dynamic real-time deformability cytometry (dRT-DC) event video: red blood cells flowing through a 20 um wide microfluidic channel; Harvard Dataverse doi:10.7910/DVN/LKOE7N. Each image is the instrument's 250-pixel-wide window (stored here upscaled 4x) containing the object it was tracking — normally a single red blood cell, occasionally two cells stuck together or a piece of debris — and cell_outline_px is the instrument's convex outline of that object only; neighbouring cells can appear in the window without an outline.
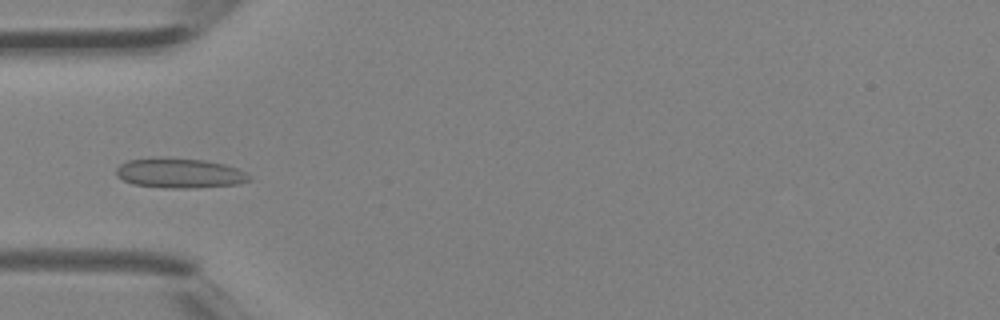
{"species": "Egyptian fruit bat (a non-hibernating species)", "species_latin": "Rousettus aegyptiacus", "temperature_condition": "room temperature", "stored_images_in_passage": 4, "camera_frame_rate_fps": 3000, "um_per_image_px": 0.085, "animal": {"sex": "female"}, "frame": {"image": 1, "passage_image": 4, "time_ms": 1.0, "image_size_px": [1000, 320], "cell_outline_px": [[252, 180], [240, 184], [192, 188], [168, 188], [132, 184], [116, 176], [116, 168], [120, 164], [128, 160], [152, 156], [164, 156], [204, 160], [224, 164], [236, 168], [252, 176]], "centroid_in_image_um": [15.25, 14.7], "position_along_channel_um": 69.8, "area_um2": 23.64}}